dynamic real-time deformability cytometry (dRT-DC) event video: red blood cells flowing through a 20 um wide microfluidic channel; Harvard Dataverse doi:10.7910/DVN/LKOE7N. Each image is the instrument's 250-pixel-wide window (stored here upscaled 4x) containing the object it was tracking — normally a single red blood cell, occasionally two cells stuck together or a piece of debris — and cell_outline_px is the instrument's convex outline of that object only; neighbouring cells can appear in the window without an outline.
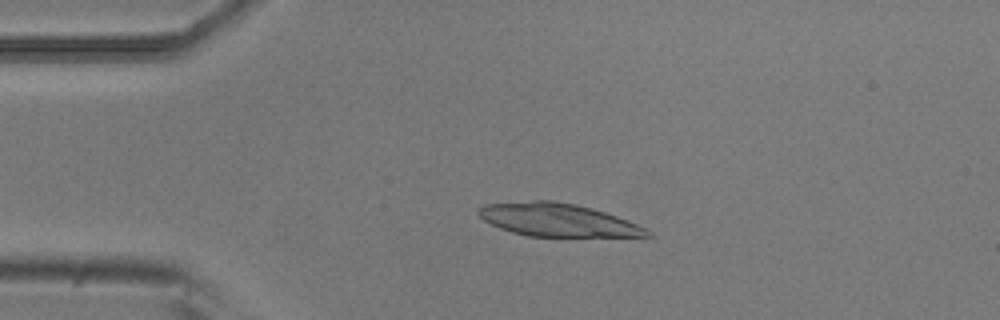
{"species": "common noctule bat (a hibernating species)", "species_latin": "Nyctalus noctula", "temperature_condition": "room temperature", "stored_images_in_passage": 3, "camera_frame_rate_fps": 3000, "um_per_image_px": 0.085, "animal": {"sex": "male", "body_mass_g": 20.5, "forearm_length_mm": 52.5}, "frame": {"image": 1, "passage_image": 3, "time_ms": 0.667, "image_size_px": [1000, 320], "cell_outline_px": [[652, 236], [528, 236], [512, 232], [500, 228], [484, 220], [476, 212], [484, 204], [532, 200], [552, 200], [576, 204], [592, 208], [628, 220], [652, 232]], "centroid_in_image_um": [47.37, 18.68], "position_along_channel_um": 37.6, "area_um2": 32.14}}